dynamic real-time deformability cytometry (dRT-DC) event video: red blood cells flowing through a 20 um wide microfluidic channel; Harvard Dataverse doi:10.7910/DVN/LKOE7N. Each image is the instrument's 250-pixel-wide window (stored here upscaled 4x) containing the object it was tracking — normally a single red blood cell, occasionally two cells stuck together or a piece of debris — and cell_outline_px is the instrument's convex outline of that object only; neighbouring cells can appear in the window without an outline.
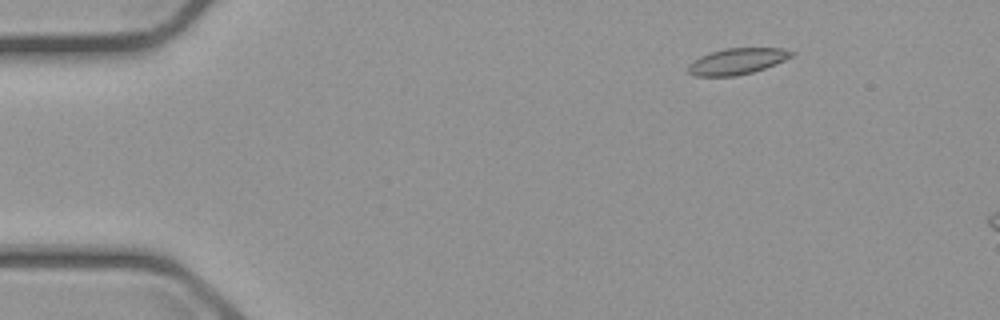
{"species": "common noctule bat (a hibernating species)", "species_latin": "Nyctalus noctula", "temperature_condition": "cold", "stored_images_in_passage": 7, "camera_frame_rate_fps": 3000, "um_per_image_px": 0.085, "animal": {"sex": "male", "body_mass_g": 23.1, "forearm_length_mm": 52.7}, "frame": {"image": 1, "passage_image": 2, "time_ms": 1.333, "image_size_px": [1000, 320], "cell_outline_px": [[796, 52], [792, 56], [776, 64], [752, 72], [736, 76], [696, 76], [688, 72], [688, 64], [692, 60], [700, 56], [724, 48], [784, 48]], "centroid_in_image_um": [62.65, 5.2], "position_along_channel_um": 22.3, "area_um2": 15.78}}
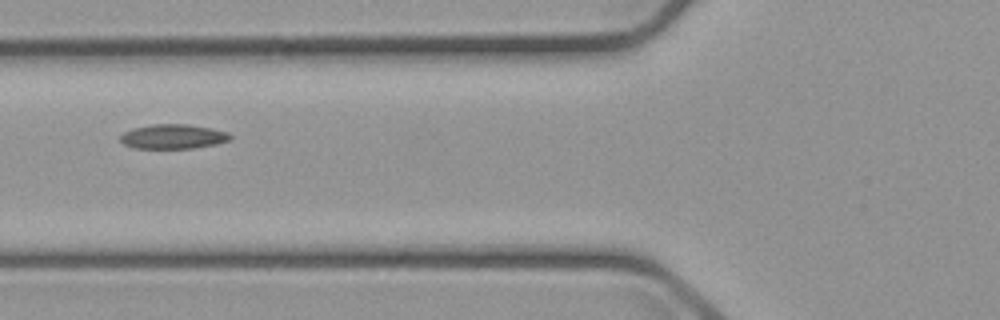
{"frame": {"image": 2, "passage_image": 6, "time_ms": 6.0, "image_size_px": [1000, 320], "cell_outline_px": [[232, 136], [228, 140], [216, 144], [192, 148], [136, 148], [124, 144], [120, 140], [120, 136], [124, 132], [132, 128], [152, 124], [188, 124], [212, 128], [228, 132]], "centroid_in_image_um": [14.71, 11.59], "position_along_channel_um": 111.1, "area_um2": 15.66}}
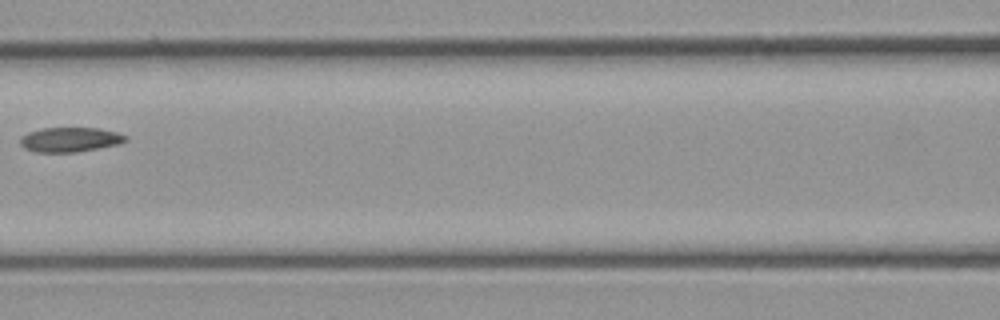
{"frame": {"image": 3, "passage_image": 7, "time_ms": 7.333, "image_size_px": [1000, 320], "cell_outline_px": [[128, 140], [120, 144], [76, 152], [36, 152], [24, 148], [20, 144], [20, 136], [28, 132], [40, 128], [100, 128], [116, 132], [128, 136]], "centroid_in_image_um": [5.95, 11.86], "position_along_channel_um": 160.6, "area_um2": 15.26}}